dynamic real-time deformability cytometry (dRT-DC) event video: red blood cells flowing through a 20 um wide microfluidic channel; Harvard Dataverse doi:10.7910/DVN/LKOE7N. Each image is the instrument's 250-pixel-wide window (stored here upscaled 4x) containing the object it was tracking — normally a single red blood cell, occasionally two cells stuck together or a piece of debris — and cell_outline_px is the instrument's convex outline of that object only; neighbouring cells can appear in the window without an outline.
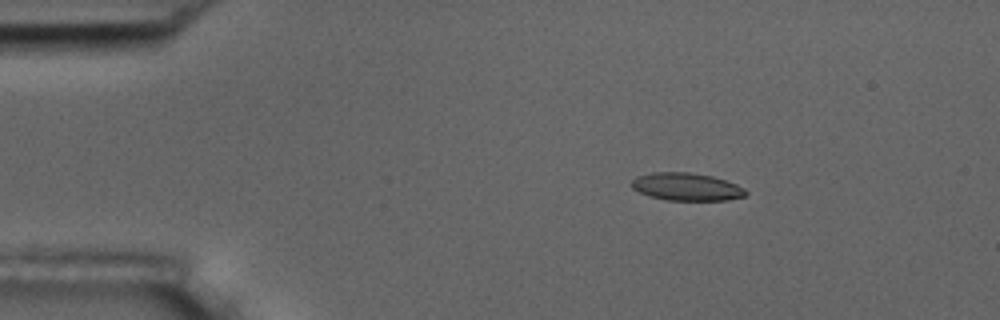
{"species": "common noctule bat (a hibernating species)", "species_latin": "Nyctalus noctula", "temperature_condition": "room temperature", "stored_images_in_passage": 48, "camera_frame_rate_fps": 3000, "um_per_image_px": 0.085, "animal": {"sex": "male", "body_mass_g": 17.5, "forearm_length_mm": 52.3}, "frame": {"image": 1, "passage_image": 1, "time_ms": 0.0, "image_size_px": [1000, 320], "cell_outline_px": [[748, 192], [744, 196], [728, 200], [668, 200], [648, 196], [632, 188], [628, 184], [636, 176], [652, 172], [688, 172], [712, 176], [736, 184], [744, 188]], "centroid_in_image_um": [58.31, 15.87], "position_along_channel_um": 26.7, "area_um2": 18.5}}
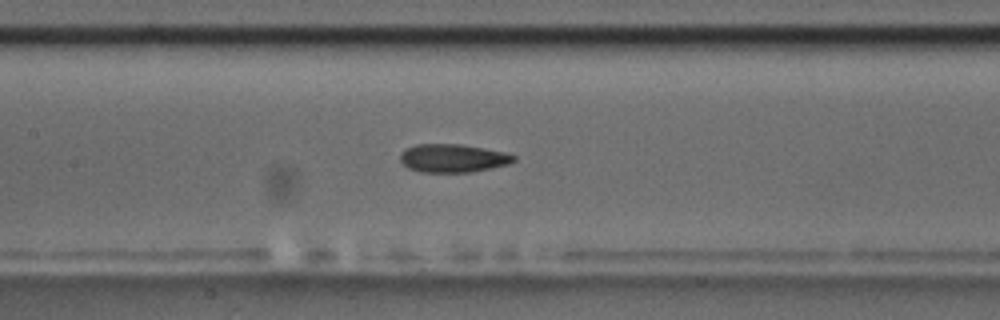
{"frame": {"image": 2, "passage_image": 18, "time_ms": 5.667, "image_size_px": [1000, 320], "cell_outline_px": [[516, 160], [508, 164], [472, 172], [420, 172], [408, 168], [400, 160], [400, 152], [404, 148], [416, 144], [460, 144], [484, 148], [504, 152], [516, 156]], "centroid_in_image_um": [38.46, 13.44], "position_along_channel_um": 168.9, "area_um2": 18.79}}
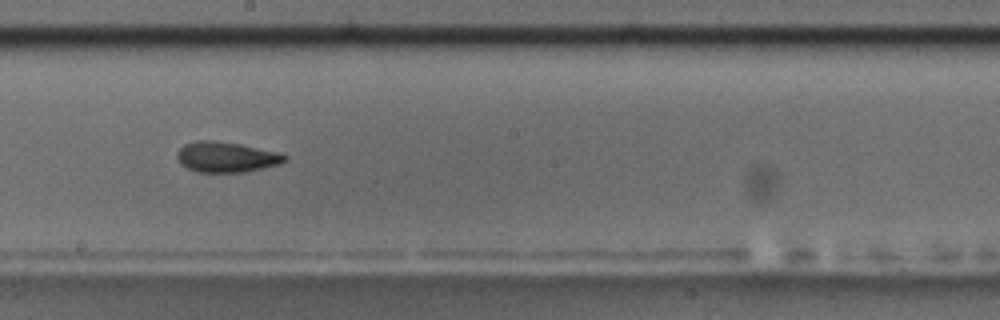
{"frame": {"image": 3, "passage_image": 23, "time_ms": 7.333, "image_size_px": [1000, 320], "cell_outline_px": [[288, 160], [280, 164], [264, 168], [244, 172], [196, 172], [180, 164], [176, 156], [176, 152], [184, 144], [196, 140], [212, 140], [240, 144], [280, 152], [288, 156]], "centroid_in_image_um": [19.25, 13.34], "position_along_channel_um": 229.0, "area_um2": 19.36}, "authors_computed_cell_mechanics": {"area_um2": 19.0162, "velocity_mm_per_s": 3.6331, "shape_relaxation_time_tau1_ms": null, "shape_relaxation_time_tau2_ms": 2.5065, "deformation_change_tau1": null, "deformation_change_tau2": 0.0966}}